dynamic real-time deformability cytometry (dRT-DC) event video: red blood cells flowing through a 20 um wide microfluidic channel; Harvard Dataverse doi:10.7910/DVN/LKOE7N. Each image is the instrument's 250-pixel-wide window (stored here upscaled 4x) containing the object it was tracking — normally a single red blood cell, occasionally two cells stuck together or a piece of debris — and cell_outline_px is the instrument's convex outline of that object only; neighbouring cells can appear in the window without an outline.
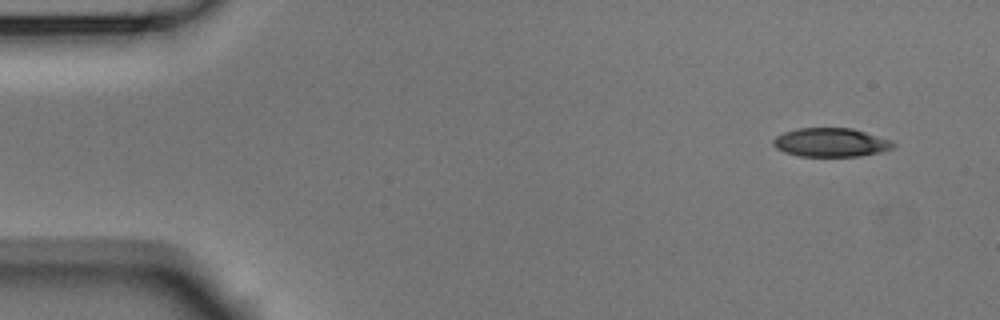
{"species": "Egyptian fruit bat (a non-hibernating species)", "species_latin": "Rousettus aegyptiacus", "temperature_condition": "room temperature", "stored_images_in_passage": 51, "camera_frame_rate_fps": 3000, "um_per_image_px": 0.085, "animal": {"sex": "male"}, "frame": {"image": 1, "passage_image": 1, "time_ms": 0.0, "image_size_px": [1000, 320], "cell_outline_px": [[896, 144], [892, 148], [880, 152], [860, 156], [800, 156], [784, 152], [776, 148], [772, 144], [772, 140], [776, 136], [784, 132], [796, 128], [852, 128], [892, 140]], "centroid_in_image_um": [70.61, 12.1], "position_along_channel_um": 14.4, "area_um2": 20.17}}
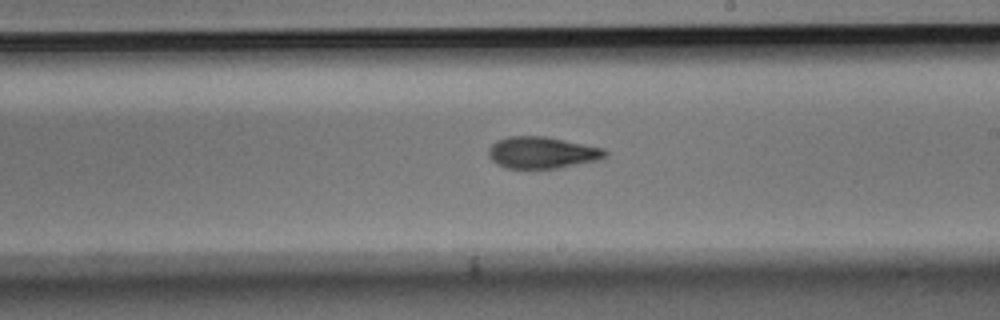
{"frame": {"image": 2, "passage_image": 28, "time_ms": 9.0, "image_size_px": [1000, 320], "cell_outline_px": [[608, 152], [604, 156], [596, 160], [556, 168], [504, 168], [496, 164], [488, 156], [488, 148], [496, 140], [508, 136], [544, 136], [604, 148]], "centroid_in_image_um": [46.01, 12.96], "position_along_channel_um": 243.0, "area_um2": 21.39}}
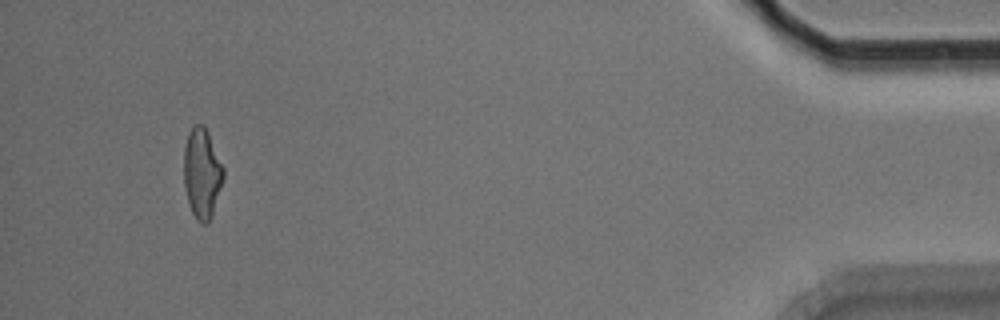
{"frame": {"image": 3, "passage_image": 48, "time_ms": 15.667, "image_size_px": [1000, 320], "cell_outline_px": [[224, 176], [212, 216], [208, 224], [200, 224], [196, 220], [188, 204], [184, 184], [184, 148], [188, 132], [196, 124], [204, 124], [208, 132], [224, 168]], "centroid_in_image_um": [17.16, 14.75], "position_along_channel_um": 418.0, "area_um2": 20.92}, "authors_computed_cell_mechanics": {"area_um2": 21.1548, "velocity_mm_per_s": 3.7036, "shape_relaxation_time_tau1_ms": 3.8143, "shape_relaxation_time_tau2_ms": 3.601, "deformation_change_tau1": 0.164, "deformation_change_tau2": 0.1228}}